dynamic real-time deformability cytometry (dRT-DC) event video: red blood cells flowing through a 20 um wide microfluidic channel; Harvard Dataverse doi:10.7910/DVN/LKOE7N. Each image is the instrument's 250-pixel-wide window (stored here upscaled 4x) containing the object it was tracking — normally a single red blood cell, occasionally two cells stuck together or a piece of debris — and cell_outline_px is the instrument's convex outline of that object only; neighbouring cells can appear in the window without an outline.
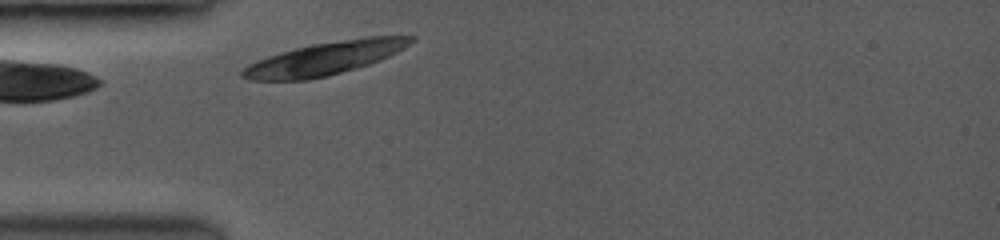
{"species": "common noctule bat (a hibernating species)", "species_latin": "Nyctalus noctula", "temperature_condition": "room temperature", "stored_images_in_passage": 3, "camera_frame_rate_fps": 3500, "um_per_image_px": 0.085, "animal": {"sex": "female", "body_mass_g": 19.0, "forearm_length_mm": 53.3}, "frame": {"image": 1, "passage_image": 1, "time_ms": 0.0, "image_size_px": [1000, 240], "cell_outline_px": [[416, 40], [404, 48], [380, 60], [356, 68], [308, 80], [252, 80], [240, 76], [240, 72], [248, 64], [268, 56], [280, 52], [312, 44], [368, 36], [416, 36]], "centroid_in_image_um": [27.62, 4.95], "position_along_channel_um": 57.4, "area_um2": 32.02}}